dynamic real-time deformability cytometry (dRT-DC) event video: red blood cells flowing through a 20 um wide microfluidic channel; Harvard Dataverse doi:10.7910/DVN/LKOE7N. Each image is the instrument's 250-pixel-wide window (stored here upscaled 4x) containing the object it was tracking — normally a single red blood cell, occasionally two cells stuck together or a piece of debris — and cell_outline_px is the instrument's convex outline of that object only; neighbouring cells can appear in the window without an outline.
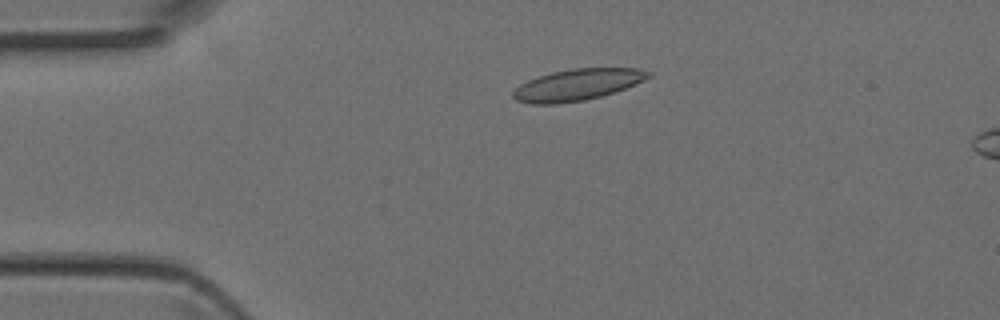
{"species": "Egyptian fruit bat (a non-hibernating species)", "species_latin": "Rousettus aegyptiacus", "temperature_condition": "room temperature", "stored_images_in_passage": 14, "camera_frame_rate_fps": 3000, "um_per_image_px": 0.085, "animal": {"sex": "female"}, "frame": {"image": 1, "passage_image": 10, "time_ms": 3.0, "image_size_px": [1000, 320], "cell_outline_px": [[652, 76], [644, 80], [624, 88], [600, 96], [584, 100], [556, 104], [532, 104], [516, 100], [512, 96], [512, 92], [520, 84], [528, 80], [552, 72], [572, 68], [640, 68], [652, 72]], "centroid_in_image_um": [49.07, 7.19], "position_along_channel_um": 35.9, "area_um2": 24.62}}